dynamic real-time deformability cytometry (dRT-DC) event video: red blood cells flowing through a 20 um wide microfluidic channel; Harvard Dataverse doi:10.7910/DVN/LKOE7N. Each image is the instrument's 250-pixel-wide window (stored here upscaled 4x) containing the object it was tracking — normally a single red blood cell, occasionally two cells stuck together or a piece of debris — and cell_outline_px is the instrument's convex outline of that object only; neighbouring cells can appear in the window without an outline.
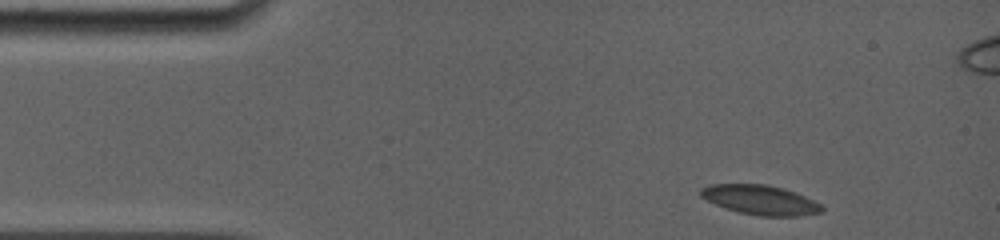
{"species": "common noctule bat (a hibernating species)", "species_latin": "Nyctalus noctula", "temperature_condition": "room temperature", "stored_images_in_passage": 15, "camera_frame_rate_fps": 5000, "um_per_image_px": 0.085, "animal": {"sex": "female", "body_mass_g": 19.0, "forearm_length_mm": 56.7}, "frame": {"image": 1, "passage_image": 1, "time_ms": 0.0, "image_size_px": [1000, 240], "cell_outline_px": [[824, 212], [800, 216], [760, 216], [736, 212], [724, 208], [700, 196], [700, 188], [708, 184], [768, 184], [784, 188], [796, 192], [820, 204], [824, 208]], "centroid_in_image_um": [64.63, 16.99], "position_along_channel_um": 20.4, "area_um2": 21.1}}
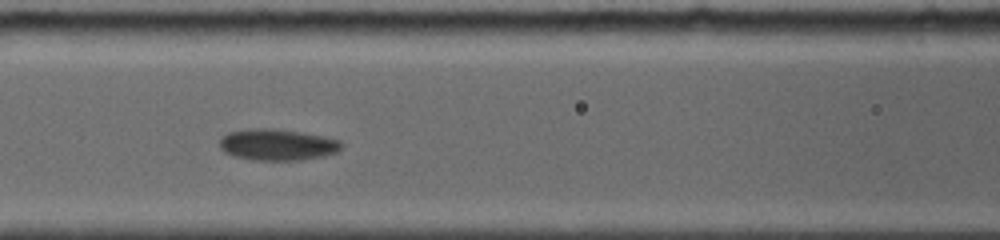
{"frame": {"image": 2, "passage_image": 8, "time_ms": 5.2, "image_size_px": [1000, 240], "cell_outline_px": [[340, 148], [336, 152], [320, 156], [300, 160], [256, 160], [236, 156], [224, 152], [220, 148], [220, 140], [228, 132], [248, 128], [276, 128], [300, 132], [340, 140]], "centroid_in_image_um": [23.52, 12.28], "position_along_channel_um": 143.1, "area_um2": 21.96}}
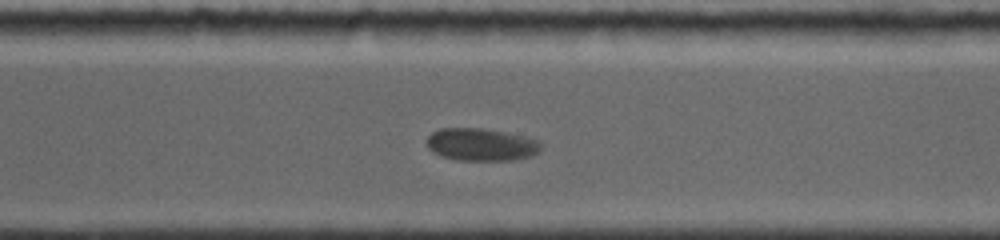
{"frame": {"image": 3, "passage_image": 15, "time_ms": 10.2, "image_size_px": [1000, 240], "cell_outline_px": [[540, 148], [536, 152], [528, 156], [512, 160], [456, 160], [432, 152], [428, 148], [428, 136], [432, 132], [440, 128], [480, 128], [504, 132], [536, 140], [540, 144]], "centroid_in_image_um": [40.83, 12.28], "position_along_channel_um": 329.8, "area_um2": 21.15}}